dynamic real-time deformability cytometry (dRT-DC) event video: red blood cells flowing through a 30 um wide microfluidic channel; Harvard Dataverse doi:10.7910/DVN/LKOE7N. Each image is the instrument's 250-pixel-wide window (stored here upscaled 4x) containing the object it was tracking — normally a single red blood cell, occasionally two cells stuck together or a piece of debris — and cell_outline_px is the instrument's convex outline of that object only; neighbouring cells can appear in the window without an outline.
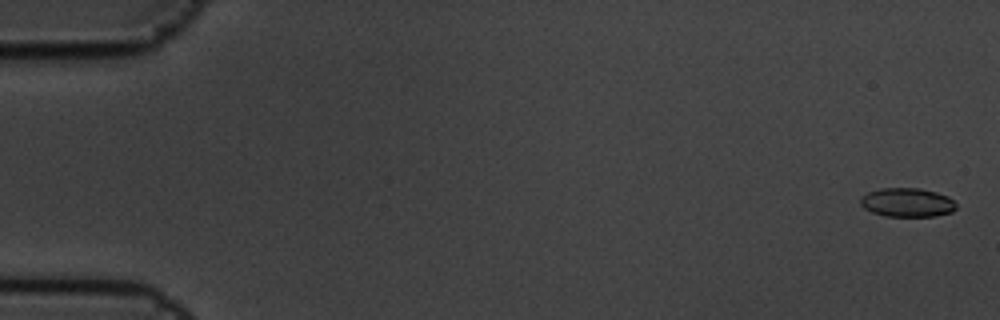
{"species": "common noctule bat (a hibernating species)", "species_latin": "Nyctalus noctula", "temperature_condition": "cold", "stored_images_in_passage": 5, "camera_frame_rate_fps": 3000, "um_per_image_px": 0.085, "animal": {"sex": "male", "body_mass_g": 19.5, "forearm_length_mm": 54.6}, "frame": {"image": 1, "passage_image": 1, "time_ms": 0.0, "image_size_px": [1000, 320], "cell_outline_px": [[956, 208], [952, 212], [936, 216], [884, 216], [872, 212], [864, 208], [860, 204], [860, 196], [868, 192], [880, 188], [920, 188], [936, 192], [948, 196], [956, 204]], "centroid_in_image_um": [77.09, 17.2], "position_along_channel_um": 7.9, "area_um2": 16.24}}
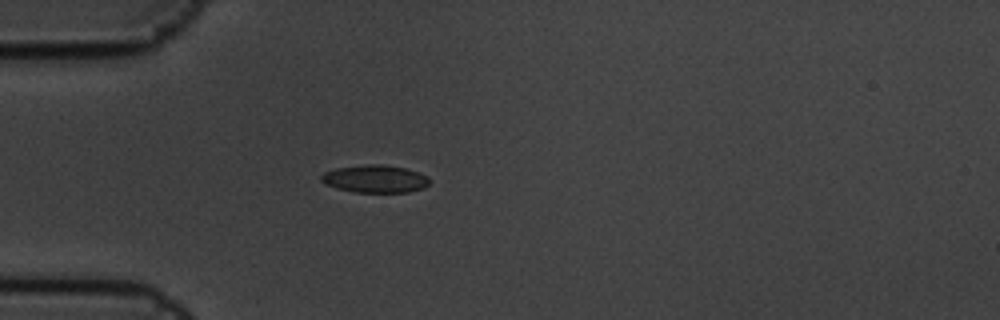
{"frame": {"image": 2, "passage_image": 5, "time_ms": 1.333, "image_size_px": [1000, 320], "cell_outline_px": [[428, 184], [424, 188], [408, 192], [356, 192], [336, 188], [324, 184], [320, 180], [320, 176], [324, 172], [336, 168], [368, 164], [380, 164], [404, 168], [428, 176]], "centroid_in_image_um": [31.84, 15.2], "position_along_channel_um": 53.2, "area_um2": 17.34}}